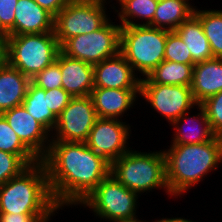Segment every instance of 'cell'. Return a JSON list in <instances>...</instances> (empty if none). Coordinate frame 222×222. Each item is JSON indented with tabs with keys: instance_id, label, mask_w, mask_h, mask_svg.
<instances>
[{
	"instance_id": "1",
	"label": "cell",
	"mask_w": 222,
	"mask_h": 222,
	"mask_svg": "<svg viewBox=\"0 0 222 222\" xmlns=\"http://www.w3.org/2000/svg\"><path fill=\"white\" fill-rule=\"evenodd\" d=\"M43 162L52 198L61 208L81 204L104 180L111 163L86 142L51 141Z\"/></svg>"
},
{
	"instance_id": "5",
	"label": "cell",
	"mask_w": 222,
	"mask_h": 222,
	"mask_svg": "<svg viewBox=\"0 0 222 222\" xmlns=\"http://www.w3.org/2000/svg\"><path fill=\"white\" fill-rule=\"evenodd\" d=\"M60 50L54 32L8 36L6 62L31 79L52 65Z\"/></svg>"
},
{
	"instance_id": "21",
	"label": "cell",
	"mask_w": 222,
	"mask_h": 222,
	"mask_svg": "<svg viewBox=\"0 0 222 222\" xmlns=\"http://www.w3.org/2000/svg\"><path fill=\"white\" fill-rule=\"evenodd\" d=\"M174 31L187 45L195 64L214 58L200 19L194 13Z\"/></svg>"
},
{
	"instance_id": "8",
	"label": "cell",
	"mask_w": 222,
	"mask_h": 222,
	"mask_svg": "<svg viewBox=\"0 0 222 222\" xmlns=\"http://www.w3.org/2000/svg\"><path fill=\"white\" fill-rule=\"evenodd\" d=\"M105 3L106 0H70L54 20V33L60 47L69 38L100 29L109 20Z\"/></svg>"
},
{
	"instance_id": "34",
	"label": "cell",
	"mask_w": 222,
	"mask_h": 222,
	"mask_svg": "<svg viewBox=\"0 0 222 222\" xmlns=\"http://www.w3.org/2000/svg\"><path fill=\"white\" fill-rule=\"evenodd\" d=\"M54 214H10L0 213V222H48Z\"/></svg>"
},
{
	"instance_id": "2",
	"label": "cell",
	"mask_w": 222,
	"mask_h": 222,
	"mask_svg": "<svg viewBox=\"0 0 222 222\" xmlns=\"http://www.w3.org/2000/svg\"><path fill=\"white\" fill-rule=\"evenodd\" d=\"M170 146L163 152L166 183L172 196L185 194L222 163V137L219 136L200 144Z\"/></svg>"
},
{
	"instance_id": "18",
	"label": "cell",
	"mask_w": 222,
	"mask_h": 222,
	"mask_svg": "<svg viewBox=\"0 0 222 222\" xmlns=\"http://www.w3.org/2000/svg\"><path fill=\"white\" fill-rule=\"evenodd\" d=\"M192 95L197 104L222 91V58L196 63L191 83Z\"/></svg>"
},
{
	"instance_id": "16",
	"label": "cell",
	"mask_w": 222,
	"mask_h": 222,
	"mask_svg": "<svg viewBox=\"0 0 222 222\" xmlns=\"http://www.w3.org/2000/svg\"><path fill=\"white\" fill-rule=\"evenodd\" d=\"M62 88L71 96H88L94 88V66L60 50Z\"/></svg>"
},
{
	"instance_id": "22",
	"label": "cell",
	"mask_w": 222,
	"mask_h": 222,
	"mask_svg": "<svg viewBox=\"0 0 222 222\" xmlns=\"http://www.w3.org/2000/svg\"><path fill=\"white\" fill-rule=\"evenodd\" d=\"M190 4L185 0H158L153 27L174 31L194 13Z\"/></svg>"
},
{
	"instance_id": "7",
	"label": "cell",
	"mask_w": 222,
	"mask_h": 222,
	"mask_svg": "<svg viewBox=\"0 0 222 222\" xmlns=\"http://www.w3.org/2000/svg\"><path fill=\"white\" fill-rule=\"evenodd\" d=\"M138 194L109 174L81 203L94 215L110 222H132L136 216Z\"/></svg>"
},
{
	"instance_id": "36",
	"label": "cell",
	"mask_w": 222,
	"mask_h": 222,
	"mask_svg": "<svg viewBox=\"0 0 222 222\" xmlns=\"http://www.w3.org/2000/svg\"><path fill=\"white\" fill-rule=\"evenodd\" d=\"M0 62H6V39L0 37Z\"/></svg>"
},
{
	"instance_id": "19",
	"label": "cell",
	"mask_w": 222,
	"mask_h": 222,
	"mask_svg": "<svg viewBox=\"0 0 222 222\" xmlns=\"http://www.w3.org/2000/svg\"><path fill=\"white\" fill-rule=\"evenodd\" d=\"M197 109L200 111L197 115L189 117L190 111H188L171 123L174 126L173 129L176 130L171 145L200 144L211 141L216 136L212 131L203 106L197 104ZM187 122H192V125L189 126L188 123L186 127Z\"/></svg>"
},
{
	"instance_id": "33",
	"label": "cell",
	"mask_w": 222,
	"mask_h": 222,
	"mask_svg": "<svg viewBox=\"0 0 222 222\" xmlns=\"http://www.w3.org/2000/svg\"><path fill=\"white\" fill-rule=\"evenodd\" d=\"M18 0H0V21L8 30L9 36H14L15 7Z\"/></svg>"
},
{
	"instance_id": "25",
	"label": "cell",
	"mask_w": 222,
	"mask_h": 222,
	"mask_svg": "<svg viewBox=\"0 0 222 222\" xmlns=\"http://www.w3.org/2000/svg\"><path fill=\"white\" fill-rule=\"evenodd\" d=\"M121 8L115 10L120 17L121 26L149 25L153 27V17L158 0H117ZM145 19V23H135L133 19Z\"/></svg>"
},
{
	"instance_id": "23",
	"label": "cell",
	"mask_w": 222,
	"mask_h": 222,
	"mask_svg": "<svg viewBox=\"0 0 222 222\" xmlns=\"http://www.w3.org/2000/svg\"><path fill=\"white\" fill-rule=\"evenodd\" d=\"M193 67L191 64L164 60L147 77L141 78L140 83L191 86Z\"/></svg>"
},
{
	"instance_id": "29",
	"label": "cell",
	"mask_w": 222,
	"mask_h": 222,
	"mask_svg": "<svg viewBox=\"0 0 222 222\" xmlns=\"http://www.w3.org/2000/svg\"><path fill=\"white\" fill-rule=\"evenodd\" d=\"M31 82L44 90L62 87L60 51L57 55L56 61L31 78Z\"/></svg>"
},
{
	"instance_id": "11",
	"label": "cell",
	"mask_w": 222,
	"mask_h": 222,
	"mask_svg": "<svg viewBox=\"0 0 222 222\" xmlns=\"http://www.w3.org/2000/svg\"><path fill=\"white\" fill-rule=\"evenodd\" d=\"M139 96L170 123L197 106L190 86L140 83Z\"/></svg>"
},
{
	"instance_id": "13",
	"label": "cell",
	"mask_w": 222,
	"mask_h": 222,
	"mask_svg": "<svg viewBox=\"0 0 222 222\" xmlns=\"http://www.w3.org/2000/svg\"><path fill=\"white\" fill-rule=\"evenodd\" d=\"M2 115L21 142L41 160L46 155L51 143L50 132L22 105L6 110Z\"/></svg>"
},
{
	"instance_id": "9",
	"label": "cell",
	"mask_w": 222,
	"mask_h": 222,
	"mask_svg": "<svg viewBox=\"0 0 222 222\" xmlns=\"http://www.w3.org/2000/svg\"><path fill=\"white\" fill-rule=\"evenodd\" d=\"M108 20L100 29L69 38L61 51L72 58L96 65L120 52L121 25Z\"/></svg>"
},
{
	"instance_id": "6",
	"label": "cell",
	"mask_w": 222,
	"mask_h": 222,
	"mask_svg": "<svg viewBox=\"0 0 222 222\" xmlns=\"http://www.w3.org/2000/svg\"><path fill=\"white\" fill-rule=\"evenodd\" d=\"M168 32L149 25L121 26L120 52L134 72L147 77L164 61Z\"/></svg>"
},
{
	"instance_id": "14",
	"label": "cell",
	"mask_w": 222,
	"mask_h": 222,
	"mask_svg": "<svg viewBox=\"0 0 222 222\" xmlns=\"http://www.w3.org/2000/svg\"><path fill=\"white\" fill-rule=\"evenodd\" d=\"M121 52L94 65V87L140 89L141 77ZM137 77V78H136Z\"/></svg>"
},
{
	"instance_id": "24",
	"label": "cell",
	"mask_w": 222,
	"mask_h": 222,
	"mask_svg": "<svg viewBox=\"0 0 222 222\" xmlns=\"http://www.w3.org/2000/svg\"><path fill=\"white\" fill-rule=\"evenodd\" d=\"M21 105L49 132H53L57 123V117L47 107V90H44L30 82L26 97Z\"/></svg>"
},
{
	"instance_id": "17",
	"label": "cell",
	"mask_w": 222,
	"mask_h": 222,
	"mask_svg": "<svg viewBox=\"0 0 222 222\" xmlns=\"http://www.w3.org/2000/svg\"><path fill=\"white\" fill-rule=\"evenodd\" d=\"M14 11V35L54 32L55 17L36 1L18 0Z\"/></svg>"
},
{
	"instance_id": "30",
	"label": "cell",
	"mask_w": 222,
	"mask_h": 222,
	"mask_svg": "<svg viewBox=\"0 0 222 222\" xmlns=\"http://www.w3.org/2000/svg\"><path fill=\"white\" fill-rule=\"evenodd\" d=\"M27 167L28 165L18 155L0 150V186Z\"/></svg>"
},
{
	"instance_id": "4",
	"label": "cell",
	"mask_w": 222,
	"mask_h": 222,
	"mask_svg": "<svg viewBox=\"0 0 222 222\" xmlns=\"http://www.w3.org/2000/svg\"><path fill=\"white\" fill-rule=\"evenodd\" d=\"M110 174L138 195L160 187L171 195L166 183L165 155L161 150L147 153L131 148L111 163Z\"/></svg>"
},
{
	"instance_id": "35",
	"label": "cell",
	"mask_w": 222,
	"mask_h": 222,
	"mask_svg": "<svg viewBox=\"0 0 222 222\" xmlns=\"http://www.w3.org/2000/svg\"><path fill=\"white\" fill-rule=\"evenodd\" d=\"M54 17L69 3L70 0H34Z\"/></svg>"
},
{
	"instance_id": "38",
	"label": "cell",
	"mask_w": 222,
	"mask_h": 222,
	"mask_svg": "<svg viewBox=\"0 0 222 222\" xmlns=\"http://www.w3.org/2000/svg\"><path fill=\"white\" fill-rule=\"evenodd\" d=\"M9 36L8 30L1 24L0 21V37L7 39Z\"/></svg>"
},
{
	"instance_id": "12",
	"label": "cell",
	"mask_w": 222,
	"mask_h": 222,
	"mask_svg": "<svg viewBox=\"0 0 222 222\" xmlns=\"http://www.w3.org/2000/svg\"><path fill=\"white\" fill-rule=\"evenodd\" d=\"M121 120V121H120ZM130 126L122 119L97 118L86 141L87 146L109 163L130 150Z\"/></svg>"
},
{
	"instance_id": "37",
	"label": "cell",
	"mask_w": 222,
	"mask_h": 222,
	"mask_svg": "<svg viewBox=\"0 0 222 222\" xmlns=\"http://www.w3.org/2000/svg\"><path fill=\"white\" fill-rule=\"evenodd\" d=\"M154 222H193V221H190L189 219L187 220V219H183V218H181V217H177V218H162V219H160V220H158V221H154Z\"/></svg>"
},
{
	"instance_id": "20",
	"label": "cell",
	"mask_w": 222,
	"mask_h": 222,
	"mask_svg": "<svg viewBox=\"0 0 222 222\" xmlns=\"http://www.w3.org/2000/svg\"><path fill=\"white\" fill-rule=\"evenodd\" d=\"M31 79L7 62L0 65V114L20 106Z\"/></svg>"
},
{
	"instance_id": "26",
	"label": "cell",
	"mask_w": 222,
	"mask_h": 222,
	"mask_svg": "<svg viewBox=\"0 0 222 222\" xmlns=\"http://www.w3.org/2000/svg\"><path fill=\"white\" fill-rule=\"evenodd\" d=\"M200 19L214 58H222V10H194Z\"/></svg>"
},
{
	"instance_id": "3",
	"label": "cell",
	"mask_w": 222,
	"mask_h": 222,
	"mask_svg": "<svg viewBox=\"0 0 222 222\" xmlns=\"http://www.w3.org/2000/svg\"><path fill=\"white\" fill-rule=\"evenodd\" d=\"M59 209L41 160L0 186V213L55 214Z\"/></svg>"
},
{
	"instance_id": "39",
	"label": "cell",
	"mask_w": 222,
	"mask_h": 222,
	"mask_svg": "<svg viewBox=\"0 0 222 222\" xmlns=\"http://www.w3.org/2000/svg\"><path fill=\"white\" fill-rule=\"evenodd\" d=\"M132 222H143L142 220L132 221ZM145 222V221H144Z\"/></svg>"
},
{
	"instance_id": "31",
	"label": "cell",
	"mask_w": 222,
	"mask_h": 222,
	"mask_svg": "<svg viewBox=\"0 0 222 222\" xmlns=\"http://www.w3.org/2000/svg\"><path fill=\"white\" fill-rule=\"evenodd\" d=\"M205 109L213 133L222 137V91L201 103Z\"/></svg>"
},
{
	"instance_id": "28",
	"label": "cell",
	"mask_w": 222,
	"mask_h": 222,
	"mask_svg": "<svg viewBox=\"0 0 222 222\" xmlns=\"http://www.w3.org/2000/svg\"><path fill=\"white\" fill-rule=\"evenodd\" d=\"M164 60L195 65L187 45L175 31H169L167 34Z\"/></svg>"
},
{
	"instance_id": "27",
	"label": "cell",
	"mask_w": 222,
	"mask_h": 222,
	"mask_svg": "<svg viewBox=\"0 0 222 222\" xmlns=\"http://www.w3.org/2000/svg\"><path fill=\"white\" fill-rule=\"evenodd\" d=\"M0 150L18 155L28 166L39 161L21 142L2 114H0Z\"/></svg>"
},
{
	"instance_id": "10",
	"label": "cell",
	"mask_w": 222,
	"mask_h": 222,
	"mask_svg": "<svg viewBox=\"0 0 222 222\" xmlns=\"http://www.w3.org/2000/svg\"><path fill=\"white\" fill-rule=\"evenodd\" d=\"M97 118L90 95L72 97L57 117L51 141L86 142Z\"/></svg>"
},
{
	"instance_id": "32",
	"label": "cell",
	"mask_w": 222,
	"mask_h": 222,
	"mask_svg": "<svg viewBox=\"0 0 222 222\" xmlns=\"http://www.w3.org/2000/svg\"><path fill=\"white\" fill-rule=\"evenodd\" d=\"M72 97L62 87L47 90V107L58 117L69 104Z\"/></svg>"
},
{
	"instance_id": "15",
	"label": "cell",
	"mask_w": 222,
	"mask_h": 222,
	"mask_svg": "<svg viewBox=\"0 0 222 222\" xmlns=\"http://www.w3.org/2000/svg\"><path fill=\"white\" fill-rule=\"evenodd\" d=\"M140 89L94 87L90 93L97 117L118 119L135 104Z\"/></svg>"
}]
</instances>
